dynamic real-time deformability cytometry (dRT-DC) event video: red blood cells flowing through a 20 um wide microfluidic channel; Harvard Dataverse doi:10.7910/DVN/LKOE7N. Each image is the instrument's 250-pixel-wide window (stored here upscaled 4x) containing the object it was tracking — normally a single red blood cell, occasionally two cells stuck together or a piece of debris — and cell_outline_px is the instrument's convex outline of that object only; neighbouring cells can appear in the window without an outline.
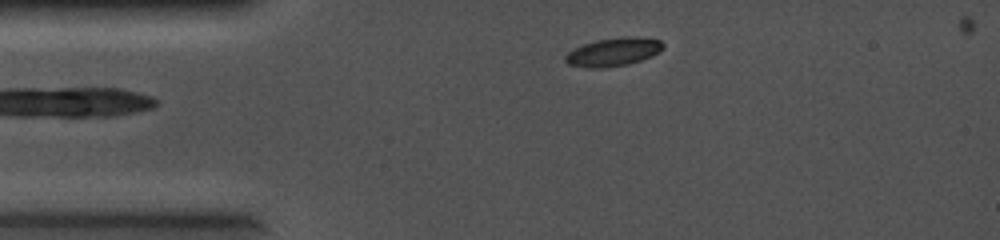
{"species": "common noctule bat (a hibernating species)", "species_latin": "Nyctalus noctula", "temperature_condition": "cold", "stored_images_in_passage": 24, "camera_frame_rate_fps": 5000, "um_per_image_px": 0.085, "animal": {"sex": "female", "body_mass_g": 19.0, "forearm_length_mm": 56.7}, "frame": {"image": 1, "passage_image": 1, "time_ms": 0.0, "image_size_px": [1000, 240], "cell_outline_px": [[664, 48], [660, 52], [652, 56], [628, 64], [604, 68], [588, 68], [568, 64], [564, 60], [564, 56], [572, 48], [596, 40], [620, 36], [636, 36], [660, 40], [664, 44]], "centroid_in_image_um": [52.13, 4.41], "position_along_channel_um": 32.9, "area_um2": 16.42}}
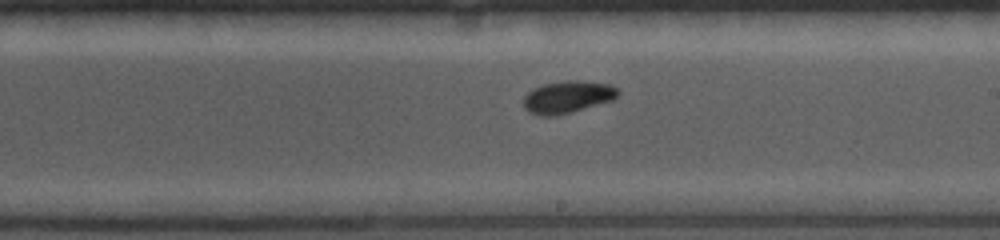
{"frame": {"image": 2, "passage_image": 13, "time_ms": 2.4, "image_size_px": [1000, 240], "cell_outline_px": [[620, 92], [612, 100], [572, 112], [556, 116], [540, 116], [528, 112], [524, 108], [524, 96], [532, 88], [544, 84], [568, 80], [584, 80], [608, 84], [616, 88]], "centroid_in_image_um": [48.21, 8.24], "position_along_channel_um": 240.8, "area_um2": 17.8}}
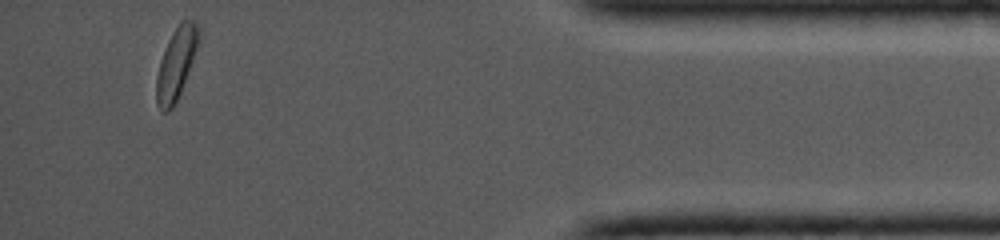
{"frame": {"image": 3, "passage_image": 24, "time_ms": 4.6, "image_size_px": [1000, 240], "cell_outline_px": [[200, 36], [192, 60], [180, 92], [172, 108], [168, 112], [160, 112], [156, 104], [156, 76], [160, 60], [168, 40], [172, 32], [180, 20], [188, 16], [200, 24]], "centroid_in_image_um": [14.97, 5.33], "position_along_channel_um": 420.2, "area_um2": 17.74}}